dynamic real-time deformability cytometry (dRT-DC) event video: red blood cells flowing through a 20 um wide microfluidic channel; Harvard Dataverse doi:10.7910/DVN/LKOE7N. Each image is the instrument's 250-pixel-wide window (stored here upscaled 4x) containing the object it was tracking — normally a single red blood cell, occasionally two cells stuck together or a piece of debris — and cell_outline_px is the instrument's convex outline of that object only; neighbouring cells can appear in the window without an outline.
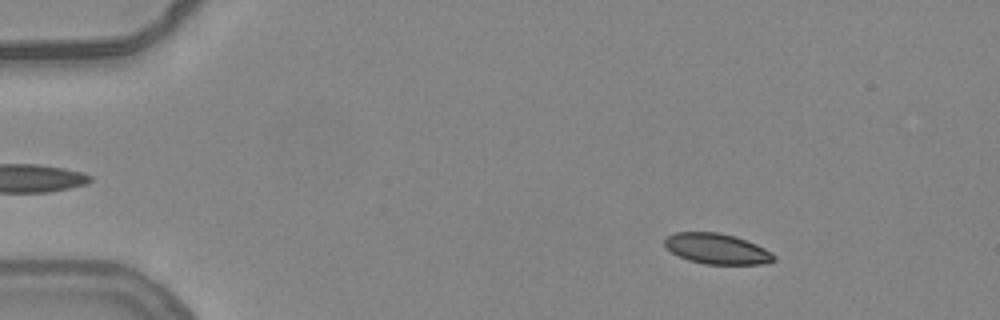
{"species": "common noctule bat (a hibernating species)", "species_latin": "Nyctalus noctula", "temperature_condition": "warm", "stored_images_in_passage": 8, "camera_frame_rate_fps": 3000, "um_per_image_px": 0.085, "animal": {"sex": "female", "body_mass_g": 24.6, "forearm_length_mm": 56.2}, "frame": {"image": 1, "passage_image": 2, "time_ms": 0.333, "image_size_px": [1000, 320], "cell_outline_px": [[776, 260], [768, 264], [704, 264], [688, 260], [672, 252], [664, 244], [664, 240], [668, 236], [676, 232], [720, 232], [736, 236], [756, 244], [772, 252], [776, 256]], "centroid_in_image_um": [60.98, 21.15], "position_along_channel_um": 24.0, "area_um2": 19.54}}